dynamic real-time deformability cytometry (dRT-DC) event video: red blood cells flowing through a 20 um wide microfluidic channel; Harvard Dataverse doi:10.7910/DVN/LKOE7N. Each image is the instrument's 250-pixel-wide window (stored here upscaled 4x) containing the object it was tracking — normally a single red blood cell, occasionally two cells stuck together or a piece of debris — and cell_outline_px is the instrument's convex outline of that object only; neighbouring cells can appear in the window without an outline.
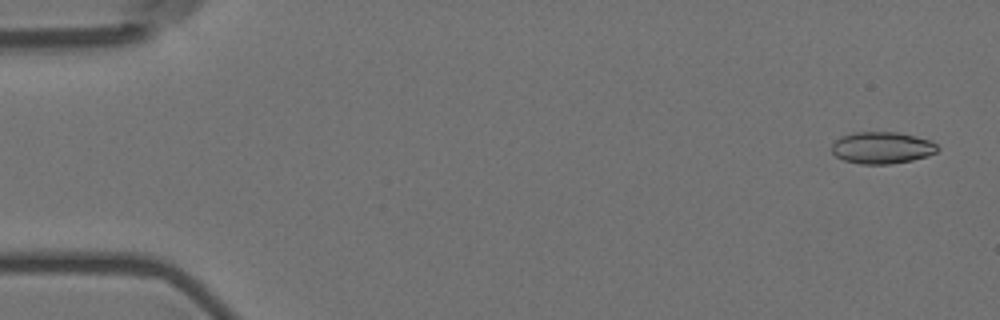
{"species": "Egyptian fruit bat (a non-hibernating species)", "species_latin": "Rousettus aegyptiacus", "temperature_condition": "room temperature", "stored_images_in_passage": 4, "camera_frame_rate_fps": 3000, "um_per_image_px": 0.085, "animal": {"sex": "female"}, "frame": {"image": 1, "passage_image": 1, "time_ms": 0.0, "image_size_px": [1000, 320], "cell_outline_px": [[940, 148], [936, 152], [928, 156], [912, 160], [888, 164], [860, 164], [844, 160], [836, 156], [832, 152], [832, 144], [840, 136], [852, 132], [896, 132], [916, 136], [928, 140], [936, 144]], "centroid_in_image_um": [74.96, 12.55], "position_along_channel_um": 10.0, "area_um2": 19.65}}
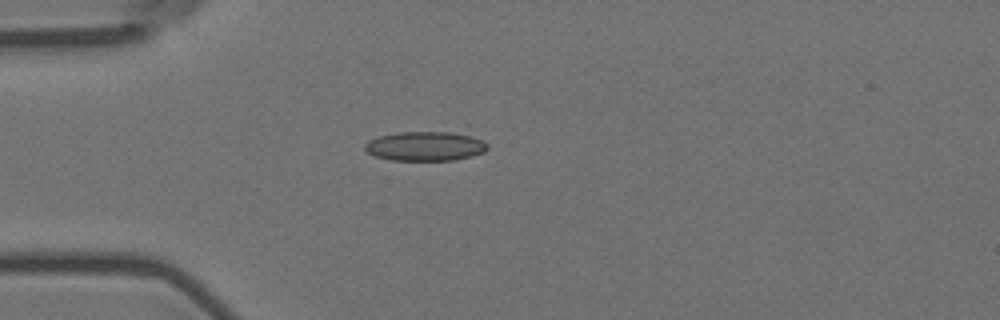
{"frame": {"image": 2, "passage_image": 4, "time_ms": 1.0, "image_size_px": [1000, 320], "cell_outline_px": [[488, 148], [484, 152], [456, 160], [392, 160], [376, 156], [368, 152], [364, 148], [364, 144], [368, 140], [376, 136], [400, 132], [468, 124], [488, 144]], "centroid_in_image_um": [36.42, 12.26], "position_along_channel_um": 48.6, "area_um2": 23.81}}